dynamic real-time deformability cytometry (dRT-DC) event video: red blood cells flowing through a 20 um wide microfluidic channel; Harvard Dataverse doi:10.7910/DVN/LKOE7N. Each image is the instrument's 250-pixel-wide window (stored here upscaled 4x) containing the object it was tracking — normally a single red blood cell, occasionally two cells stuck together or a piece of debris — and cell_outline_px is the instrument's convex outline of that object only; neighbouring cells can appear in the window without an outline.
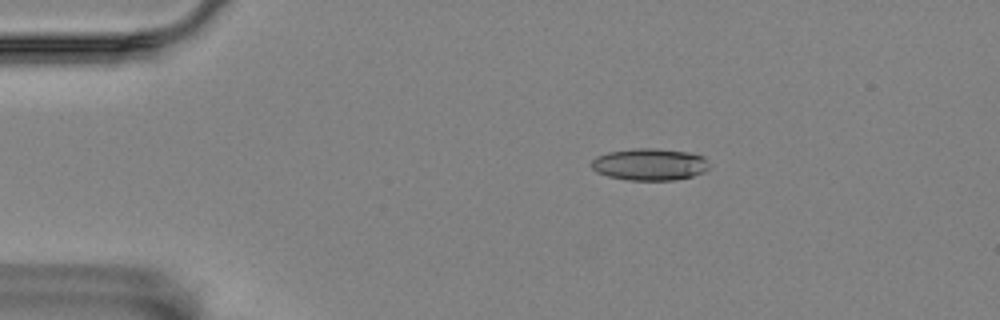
{"species": "Egyptian fruit bat (a non-hibernating species)", "species_latin": "Rousettus aegyptiacus", "temperature_condition": "room temperature", "stored_images_in_passage": 5, "camera_frame_rate_fps": 3000, "um_per_image_px": 0.085, "animal": {"sex": "female"}, "frame": {"image": 1, "passage_image": 3, "time_ms": 0.667, "image_size_px": [1000, 320], "cell_outline_px": [[708, 168], [704, 172], [692, 176], [676, 180], [628, 180], [608, 176], [596, 172], [588, 164], [596, 156], [608, 152], [632, 148], [656, 148], [688, 152], [704, 156], [708, 164]], "centroid_in_image_um": [55.19, 13.97], "position_along_channel_um": 29.8, "area_um2": 22.14}}
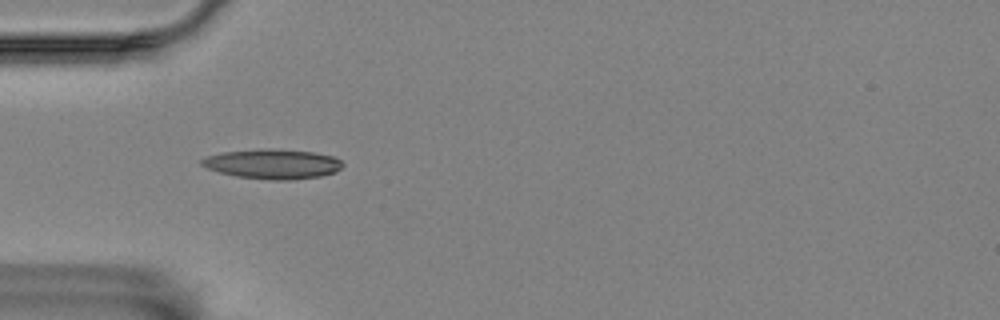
{"frame": {"image": 2, "passage_image": 4, "time_ms": 1.0, "image_size_px": [1000, 320], "cell_outline_px": [[344, 164], [336, 172], [320, 176], [288, 180], [276, 180], [236, 176], [220, 172], [208, 168], [200, 164], [200, 160], [208, 156], [220, 152], [260, 148], [268, 148], [316, 152], [332, 156], [340, 160]], "centroid_in_image_um": [23.18, 13.92], "position_along_channel_um": 61.8, "area_um2": 24.45}}